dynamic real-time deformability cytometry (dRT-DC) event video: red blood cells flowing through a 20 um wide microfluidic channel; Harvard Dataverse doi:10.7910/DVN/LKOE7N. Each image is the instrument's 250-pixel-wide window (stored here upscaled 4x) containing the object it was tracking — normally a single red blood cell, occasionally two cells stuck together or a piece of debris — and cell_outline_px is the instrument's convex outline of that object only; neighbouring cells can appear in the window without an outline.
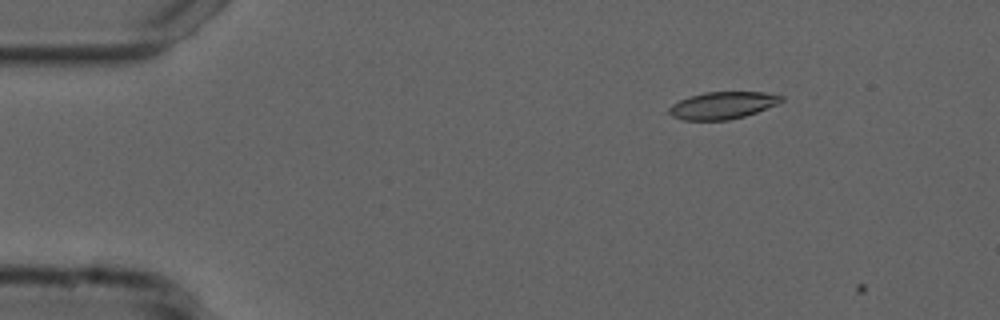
{"species": "common noctule bat (a hibernating species)", "species_latin": "Nyctalus noctula", "temperature_condition": "cold", "stored_images_in_passage": 3, "camera_frame_rate_fps": 3000, "um_per_image_px": 0.085, "animal": {"sex": "male", "forearm_length_mm": 52.5}, "frame": {"image": 1, "passage_image": 2, "time_ms": 0.333, "image_size_px": [1000, 320], "cell_outline_px": [[784, 100], [776, 104], [756, 112], [744, 116], [728, 120], [684, 120], [672, 116], [664, 112], [672, 104], [688, 96], [704, 92], [764, 92], [784, 96]], "centroid_in_image_um": [61.36, 8.95], "position_along_channel_um": 23.6, "area_um2": 17.86}}